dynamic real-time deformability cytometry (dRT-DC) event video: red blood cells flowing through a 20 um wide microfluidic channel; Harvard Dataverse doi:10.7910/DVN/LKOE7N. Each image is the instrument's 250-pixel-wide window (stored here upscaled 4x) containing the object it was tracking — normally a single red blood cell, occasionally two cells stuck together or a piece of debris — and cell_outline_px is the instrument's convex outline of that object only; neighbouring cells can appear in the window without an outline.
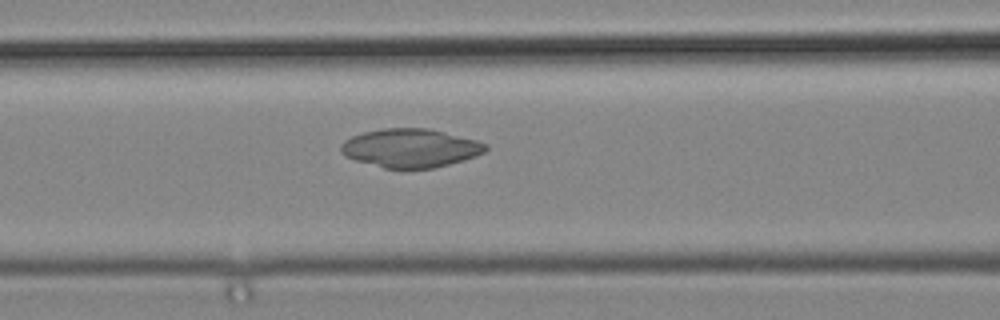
{"species": "common noctule bat (a hibernating species)", "species_latin": "Nyctalus noctula", "temperature_condition": "cold", "stored_images_in_passage": 49, "camera_frame_rate_fps": 3000, "um_per_image_px": 0.085, "animal": {"sex": "male", "body_mass_g": 19.2, "forearm_length_mm": 51.8}, "frame": {"image": 1, "passage_image": 20, "time_ms": 6.333, "image_size_px": [1000, 320], "cell_outline_px": [[488, 148], [484, 152], [476, 156], [464, 160], [432, 168], [384, 168], [356, 160], [344, 156], [340, 152], [340, 144], [344, 140], [352, 136], [364, 132], [384, 128], [428, 128], [476, 140], [488, 144]], "centroid_in_image_um": [34.87, 12.58], "position_along_channel_um": 131.7, "area_um2": 32.48}}
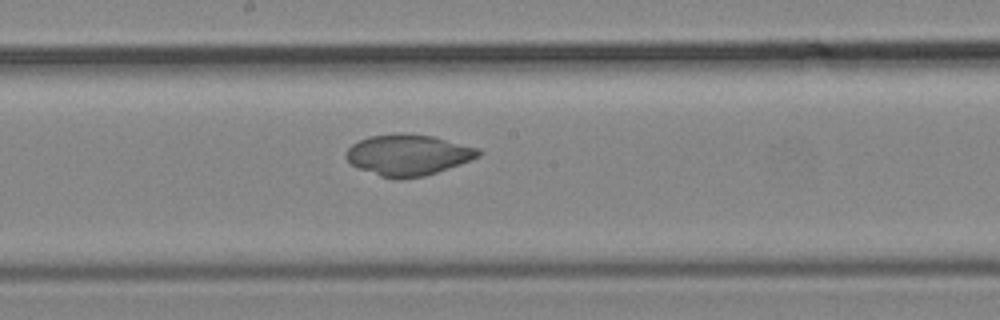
{"frame": {"image": 2, "passage_image": 26, "time_ms": 8.333, "image_size_px": [1000, 320], "cell_outline_px": [[484, 152], [480, 156], [460, 164], [424, 176], [400, 180], [380, 176], [356, 168], [344, 156], [348, 148], [352, 144], [368, 136], [400, 132], [404, 132], [432, 136], [480, 148]], "centroid_in_image_um": [34.68, 13.16], "position_along_channel_um": 213.5, "area_um2": 31.96}}
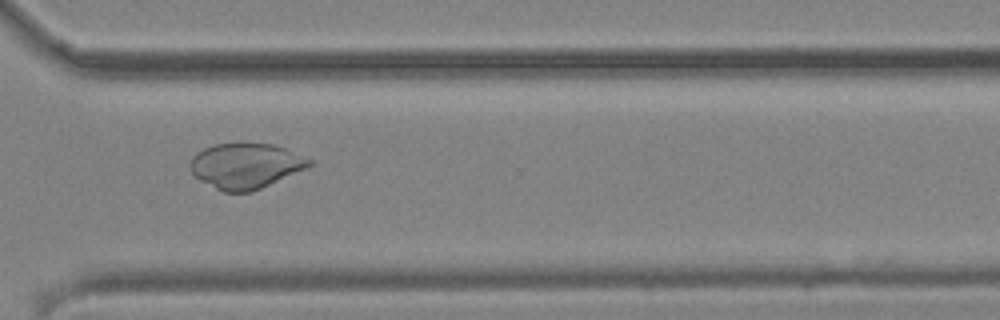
{"frame": {"image": 3, "passage_image": 36, "time_ms": 11.667, "image_size_px": [1000, 320], "cell_outline_px": [[312, 164], [308, 168], [252, 192], [224, 192], [200, 180], [192, 172], [188, 164], [192, 156], [204, 148], [212, 144], [276, 144], [312, 160]], "centroid_in_image_um": [20.88, 14.1], "position_along_channel_um": 349.7, "area_um2": 31.39}}